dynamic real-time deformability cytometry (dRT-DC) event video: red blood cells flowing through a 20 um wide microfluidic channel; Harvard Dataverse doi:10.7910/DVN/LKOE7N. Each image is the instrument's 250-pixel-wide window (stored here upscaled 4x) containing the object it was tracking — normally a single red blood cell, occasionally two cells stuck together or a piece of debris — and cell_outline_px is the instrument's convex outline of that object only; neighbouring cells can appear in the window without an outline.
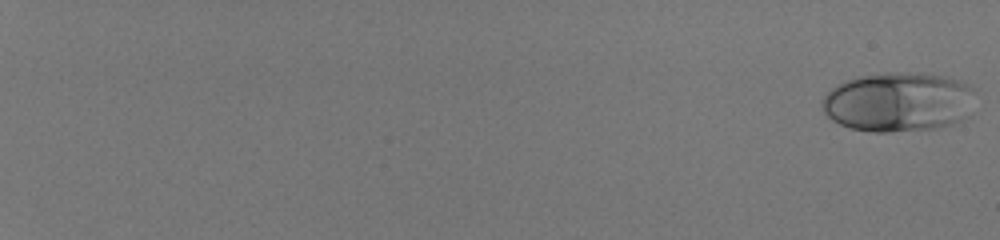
{"species": "human", "species_latin": "Homo sapiens", "temperature_condition": "room temperature", "stored_images_in_passage": 56, "camera_frame_rate_fps": 3000, "um_per_image_px": 0.085, "donor": {"sex": "male"}, "frame": {"image": 1, "passage_image": 1, "time_ms": 0.0, "image_size_px": [1000, 240], "cell_outline_px": [[976, 88], [968, 116], [952, 124], [936, 128], [892, 132], [872, 132], [852, 128], [840, 124], [832, 120], [824, 112], [820, 104], [824, 96], [836, 84], [860, 76], [884, 72], [924, 72], [944, 76], [972, 84]], "centroid_in_image_um": [76.39, 8.65], "position_along_channel_um": 8.6, "area_um2": 53.75}}
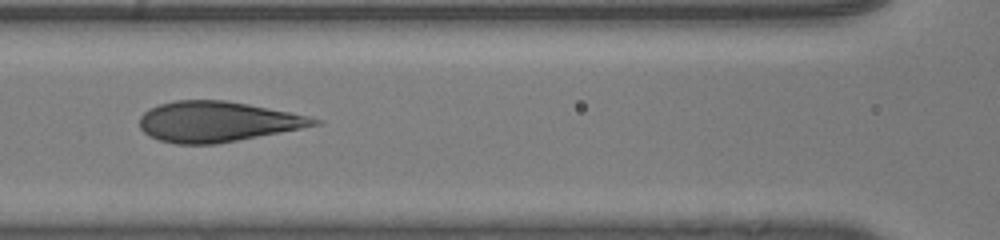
{"frame": {"image": 2, "passage_image": 32, "time_ms": 10.333, "image_size_px": [1000, 240], "cell_outline_px": [[320, 124], [280, 132], [216, 144], [176, 144], [160, 140], [148, 136], [140, 128], [140, 116], [148, 108], [160, 104], [176, 100], [224, 100], [248, 104], [308, 116], [320, 120]], "centroid_in_image_um": [18.4, 10.34], "position_along_channel_um": 148.2, "area_um2": 40.69}}
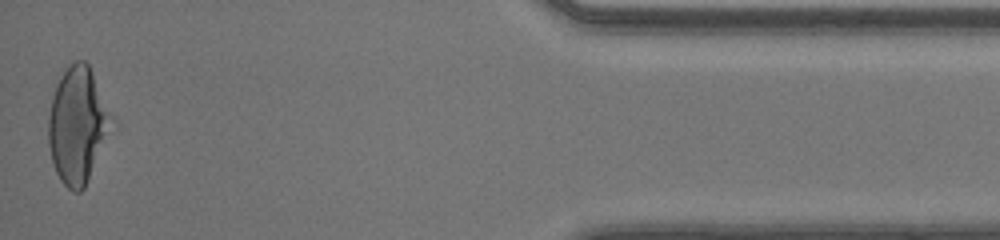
{"frame": {"image": 3, "passage_image": 56, "time_ms": 18.333, "image_size_px": [1000, 240], "cell_outline_px": [[120, 124], [84, 188], [80, 192], [72, 192], [60, 180], [56, 172], [52, 160], [48, 144], [48, 116], [52, 96], [56, 84], [64, 72], [76, 60], [84, 60], [88, 64]], "centroid_in_image_um": [6.72, 10.68], "position_along_channel_um": 428.5, "area_um2": 44.68}, "authors_computed_cell_mechanics": {"area_um2": 43.1188, "velocity_mm_per_s": 4.1339, "shape_relaxation_time_tau1_ms": 5.3536, "shape_relaxation_time_tau2_ms": null, "deformation_change_tau1": 0.2083, "deformation_change_tau2": null}}